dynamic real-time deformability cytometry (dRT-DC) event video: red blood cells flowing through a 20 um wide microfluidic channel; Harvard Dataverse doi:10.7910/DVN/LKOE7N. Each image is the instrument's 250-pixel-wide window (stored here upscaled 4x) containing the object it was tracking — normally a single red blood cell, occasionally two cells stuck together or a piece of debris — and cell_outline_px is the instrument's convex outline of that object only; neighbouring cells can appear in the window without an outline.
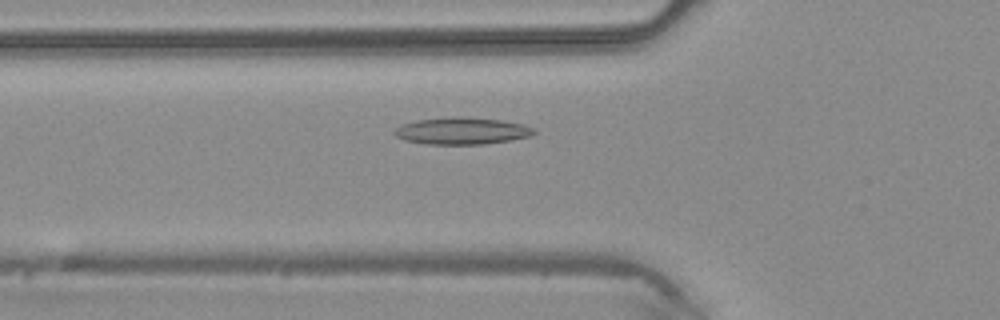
{"species": "common noctule bat (a hibernating species)", "species_latin": "Nyctalus noctula", "temperature_condition": "warm", "stored_images_in_passage": 41, "camera_frame_rate_fps": 3000, "um_per_image_px": 0.085, "animal": {"sex": "male", "body_mass_g": 20.4}, "frame": {"image": 1, "passage_image": 11, "time_ms": 3.333, "image_size_px": [1000, 320], "cell_outline_px": [[536, 132], [528, 136], [512, 140], [484, 144], [428, 144], [404, 140], [396, 136], [392, 132], [400, 124], [416, 120], [452, 116], [460, 116], [500, 120], [524, 124], [532, 128]], "centroid_in_image_um": [39.21, 11.12], "position_along_channel_um": 86.6, "area_um2": 21.96}}
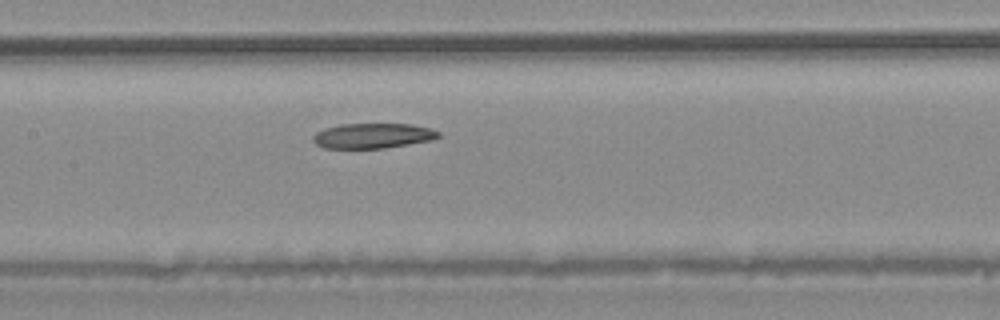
{"frame": {"image": 2, "passage_image": 17, "time_ms": 5.333, "image_size_px": [1000, 320], "cell_outline_px": [[440, 136], [432, 140], [384, 148], [324, 148], [316, 144], [312, 140], [312, 136], [316, 132], [324, 128], [340, 124], [412, 124], [428, 128], [440, 132]], "centroid_in_image_um": [31.65, 11.54], "position_along_channel_um": 175.7, "area_um2": 18.32}}
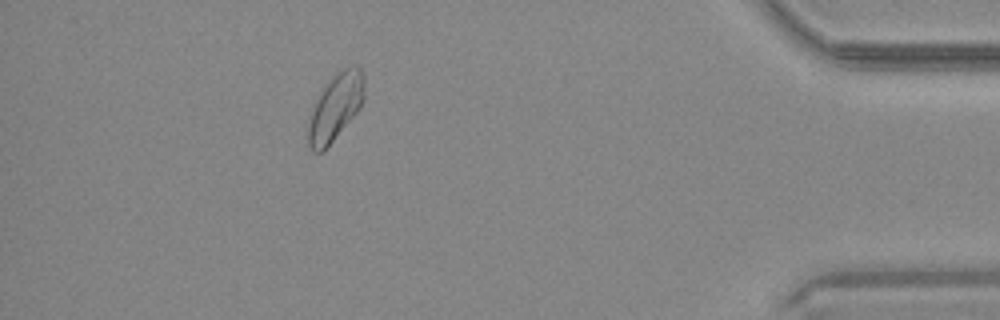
{"frame": {"image": 3, "passage_image": 36, "time_ms": 11.667, "image_size_px": [1000, 320], "cell_outline_px": [[364, 100], [360, 108], [324, 152], [312, 152], [308, 144], [304, 132], [312, 104], [328, 80], [344, 68], [356, 64], [360, 68], [364, 76]], "centroid_in_image_um": [28.45, 9.16], "position_along_channel_um": 406.8, "area_um2": 22.54}}